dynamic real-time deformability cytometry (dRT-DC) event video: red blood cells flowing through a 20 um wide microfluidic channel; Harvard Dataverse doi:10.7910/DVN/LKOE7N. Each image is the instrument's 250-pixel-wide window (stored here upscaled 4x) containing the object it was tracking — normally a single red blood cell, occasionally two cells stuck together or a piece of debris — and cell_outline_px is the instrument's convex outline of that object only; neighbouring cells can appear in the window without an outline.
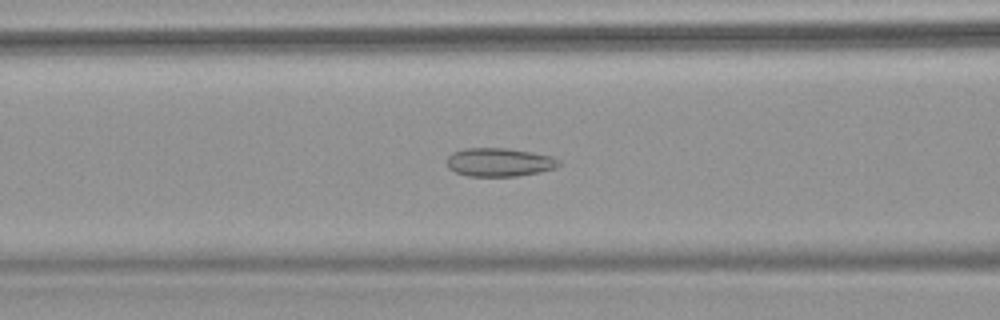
{"species": "common noctule bat (a hibernating species)", "species_latin": "Nyctalus noctula", "temperature_condition": "warm", "stored_images_in_passage": 69, "camera_frame_rate_fps": 3000, "um_per_image_px": 0.085, "animal": {"sex": "female", "body_mass_g": 18.4}, "frame": {"image": 1, "passage_image": 30, "time_ms": 9.667, "image_size_px": [1000, 320], "cell_outline_px": [[560, 164], [556, 168], [540, 172], [516, 176], [468, 176], [456, 172], [448, 168], [448, 156], [452, 152], [468, 148], [508, 148], [552, 156], [560, 160]], "centroid_in_image_um": [42.46, 13.79], "position_along_channel_um": 124.1, "area_um2": 18.55}}
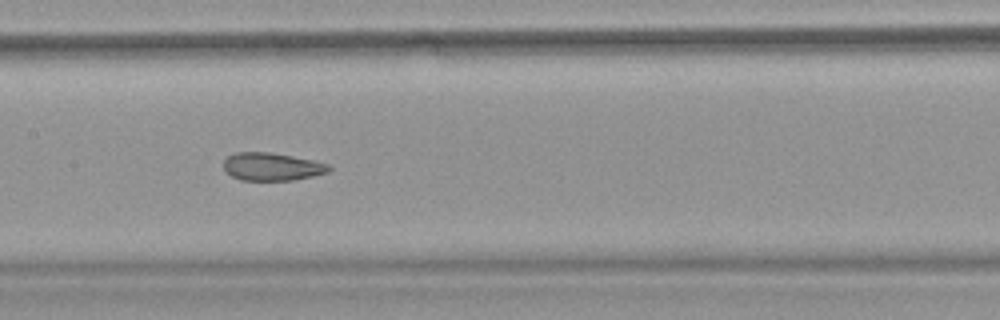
{"frame": {"image": 2, "passage_image": 36, "time_ms": 11.667, "image_size_px": [1000, 320], "cell_outline_px": [[332, 168], [328, 172], [312, 176], [292, 180], [240, 180], [224, 172], [224, 160], [228, 156], [236, 152], [268, 152], [292, 156], [312, 160], [328, 164]], "centroid_in_image_um": [23.08, 14.17], "position_along_channel_um": 184.3, "area_um2": 17.05}}
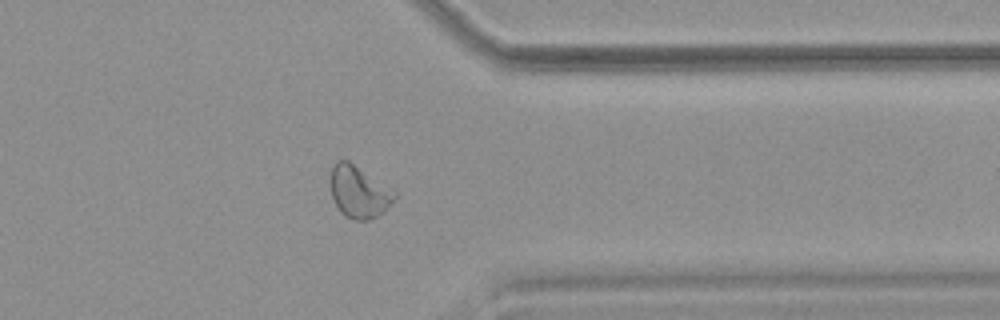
{"frame": {"image": 3, "passage_image": 56, "time_ms": 18.333, "image_size_px": [1000, 320], "cell_outline_px": [[396, 196], [384, 212], [368, 220], [356, 220], [344, 216], [340, 212], [332, 196], [332, 168], [336, 160], [348, 160], [396, 192]], "centroid_in_image_um": [30.51, 16.32], "position_along_channel_um": 380.9, "area_um2": 18.96}}